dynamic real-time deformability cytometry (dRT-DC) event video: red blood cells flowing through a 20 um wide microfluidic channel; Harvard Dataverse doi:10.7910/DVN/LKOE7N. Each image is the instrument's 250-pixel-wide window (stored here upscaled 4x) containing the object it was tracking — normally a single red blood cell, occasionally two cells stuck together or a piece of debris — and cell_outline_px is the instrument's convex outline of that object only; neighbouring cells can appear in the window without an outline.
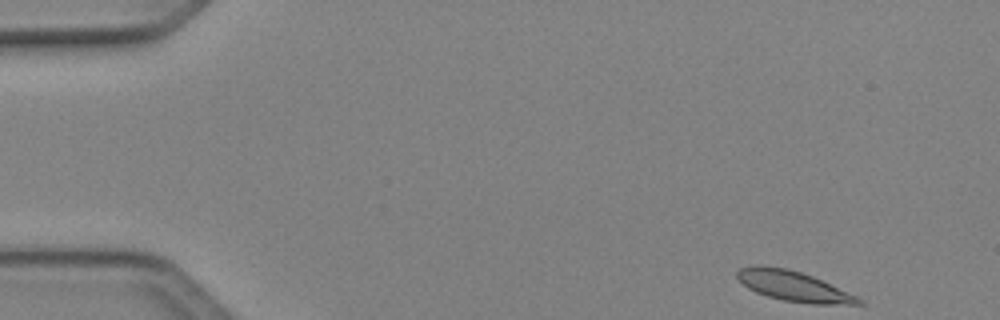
{"species": "Egyptian fruit bat (a non-hibernating species)", "species_latin": "Rousettus aegyptiacus", "temperature_condition": "cold", "stored_images_in_passage": 46, "camera_frame_rate_fps": 3000, "um_per_image_px": 0.085, "animal": {"sex": "female"}, "frame": {"image": 1, "passage_image": 1, "time_ms": 0.0, "image_size_px": [1000, 320], "cell_outline_px": [[864, 304], [812, 304], [784, 300], [768, 296], [756, 292], [748, 288], [736, 276], [736, 272], [740, 268], [756, 264], [760, 264], [788, 268], [812, 276], [856, 296], [864, 300]], "centroid_in_image_um": [67.41, 24.3], "position_along_channel_um": 17.6, "area_um2": 21.15}}
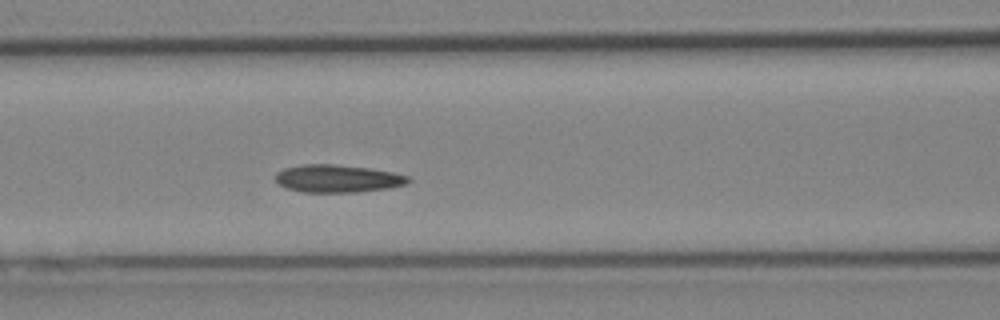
{"frame": {"image": 2, "passage_image": 18, "time_ms": 5.667, "image_size_px": [1000, 320], "cell_outline_px": [[412, 180], [404, 184], [388, 188], [356, 192], [304, 192], [288, 188], [276, 184], [276, 172], [284, 168], [304, 164], [332, 164], [368, 168], [392, 172], [408, 176]], "centroid_in_image_um": [28.66, 15.18], "position_along_channel_um": 137.9, "area_um2": 21.27}}
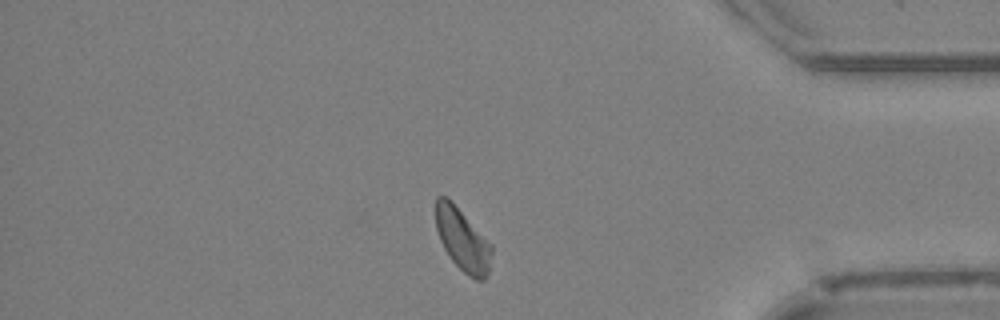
{"frame": {"image": 3, "passage_image": 39, "time_ms": 12.667, "image_size_px": [1000, 320], "cell_outline_px": [[492, 252], [488, 272], [484, 280], [476, 280], [468, 276], [452, 260], [444, 248], [440, 240], [436, 228], [436, 196], [444, 196], [492, 244]], "centroid_in_image_um": [39.32, 20.44], "position_along_channel_um": 395.9, "area_um2": 19.65}, "authors_computed_cell_mechanics": {"area_um2": 20.8658, "velocity_mm_per_s": 4.0739, "shape_relaxation_time_tau1_ms": 6.8912, "shape_relaxation_time_tau2_ms": 3.2685, "deformation_change_tau1": 0.1393, "deformation_change_tau2": 0.0758}}